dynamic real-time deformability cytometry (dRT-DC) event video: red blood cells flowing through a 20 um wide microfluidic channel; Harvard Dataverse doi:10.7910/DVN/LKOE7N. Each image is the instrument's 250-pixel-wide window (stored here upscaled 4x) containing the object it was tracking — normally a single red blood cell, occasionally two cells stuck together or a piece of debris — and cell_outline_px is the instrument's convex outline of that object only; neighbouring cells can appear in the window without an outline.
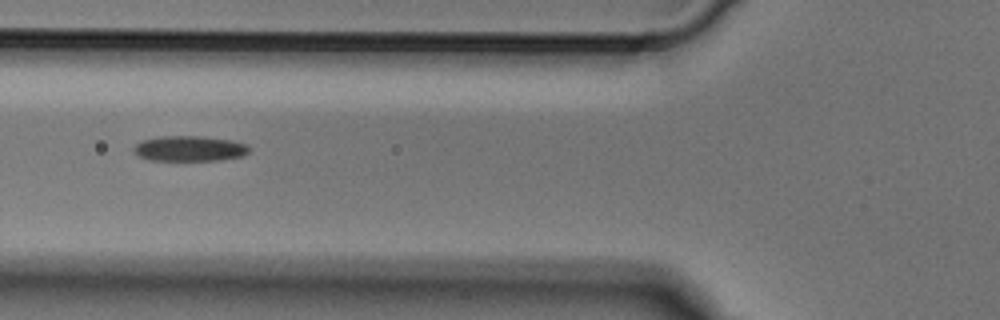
{"species": "Egyptian fruit bat (a non-hibernating species)", "species_latin": "Rousettus aegyptiacus", "temperature_condition": "cold", "stored_images_in_passage": 4, "camera_frame_rate_fps": 3000, "um_per_image_px": 0.085, "animal": {"sex": "male"}, "frame": {"image": 1, "passage_image": 4, "time_ms": 1.0, "image_size_px": [1000, 320], "cell_outline_px": [[248, 152], [244, 156], [220, 160], [148, 160], [140, 156], [132, 148], [136, 144], [144, 140], [160, 136], [200, 136], [232, 140], [244, 144], [248, 148]], "centroid_in_image_um": [16.11, 12.63], "position_along_channel_um": 109.7, "area_um2": 16.88}}